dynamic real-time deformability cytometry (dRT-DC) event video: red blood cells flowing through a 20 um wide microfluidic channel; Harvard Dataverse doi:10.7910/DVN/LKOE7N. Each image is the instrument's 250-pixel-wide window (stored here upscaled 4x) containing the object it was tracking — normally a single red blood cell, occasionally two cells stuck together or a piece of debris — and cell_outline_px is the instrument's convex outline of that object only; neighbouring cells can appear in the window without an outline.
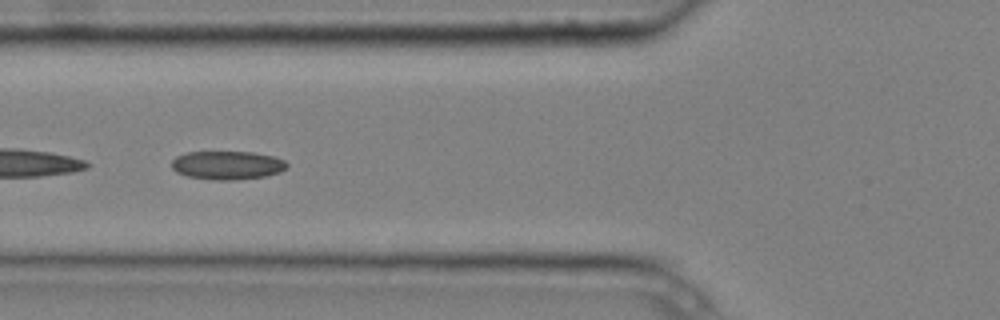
{"species": "common noctule bat (a hibernating species)", "species_latin": "Nyctalus noctula", "temperature_condition": "cold", "stored_images_in_passage": 8, "camera_frame_rate_fps": 3000, "um_per_image_px": 0.085, "animal": {"sex": "male", "body_mass_g": 20.4}, "frame": {"image": 1, "passage_image": 5, "time_ms": 1.333, "image_size_px": [1000, 320], "cell_outline_px": [[288, 168], [280, 172], [264, 176], [236, 180], [212, 180], [188, 176], [176, 172], [172, 168], [172, 160], [176, 156], [188, 152], [252, 152], [272, 156], [284, 160], [288, 164]], "centroid_in_image_um": [19.32, 14.05], "position_along_channel_um": 106.5, "area_um2": 19.19}}
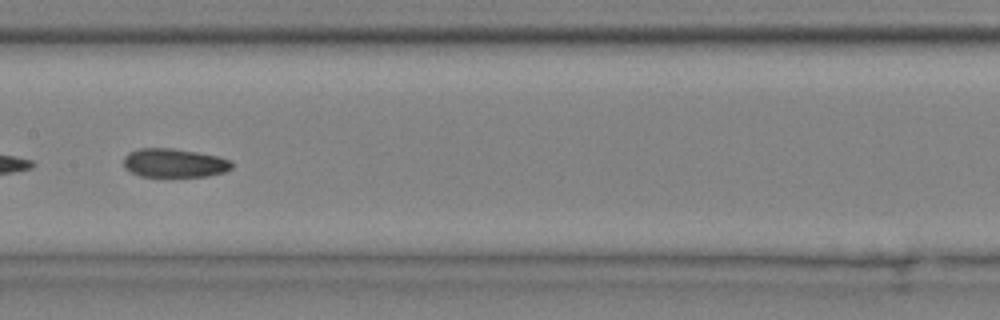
{"frame": {"image": 2, "passage_image": 7, "time_ms": 2.0, "image_size_px": [1000, 320], "cell_outline_px": [[232, 168], [224, 172], [208, 176], [140, 176], [124, 168], [124, 156], [128, 152], [140, 148], [172, 148], [196, 152], [216, 156], [232, 160]], "centroid_in_image_um": [14.8, 13.85], "position_along_channel_um": 192.6, "area_um2": 18.09}}